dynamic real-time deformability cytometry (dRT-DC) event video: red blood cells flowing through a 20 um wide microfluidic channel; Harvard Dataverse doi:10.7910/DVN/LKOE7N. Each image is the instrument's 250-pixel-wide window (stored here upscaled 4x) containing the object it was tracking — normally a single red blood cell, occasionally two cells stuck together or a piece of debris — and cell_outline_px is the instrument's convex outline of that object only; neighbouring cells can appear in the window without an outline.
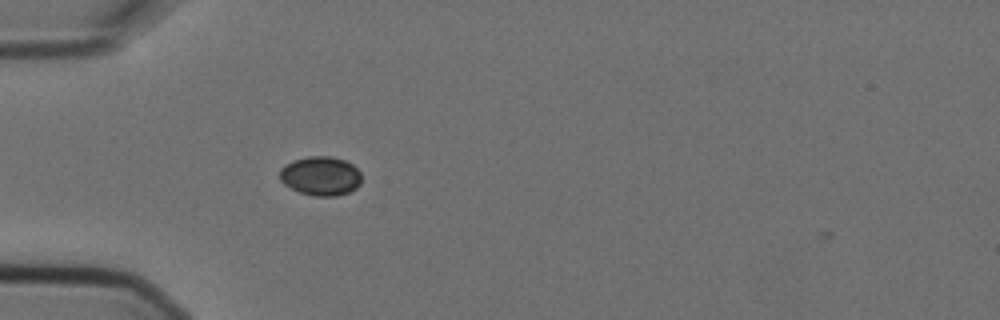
{"species": "Egyptian fruit bat (a non-hibernating species)", "species_latin": "Rousettus aegyptiacus", "temperature_condition": "cold", "stored_images_in_passage": 1, "camera_frame_rate_fps": 3000, "um_per_image_px": 0.085, "animal": {"sex": "female"}, "frame": {"image": 1, "passage_image": 1, "time_ms": 0.0, "image_size_px": [1000, 320], "cell_outline_px": [[360, 184], [356, 188], [348, 192], [336, 196], [312, 196], [300, 192], [284, 184], [280, 180], [280, 168], [284, 164], [292, 160], [308, 156], [332, 156], [344, 160], [352, 164], [360, 172]], "centroid_in_image_um": [27.24, 14.95], "position_along_channel_um": 57.8, "area_um2": 18.73}}